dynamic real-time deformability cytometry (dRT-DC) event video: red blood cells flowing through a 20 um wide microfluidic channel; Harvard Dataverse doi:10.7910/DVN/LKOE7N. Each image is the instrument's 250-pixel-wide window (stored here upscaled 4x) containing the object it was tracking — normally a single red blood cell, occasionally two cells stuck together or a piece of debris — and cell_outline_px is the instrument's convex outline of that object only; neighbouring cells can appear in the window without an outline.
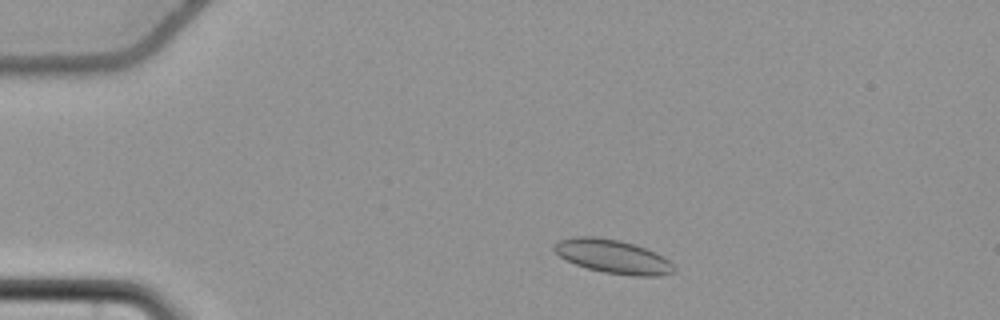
{"species": "common noctule bat (a hibernating species)", "species_latin": "Nyctalus noctula", "temperature_condition": "cold", "stored_images_in_passage": 51, "camera_frame_rate_fps": 3000, "um_per_image_px": 0.085, "animal": {"sex": "female", "body_mass_g": 22.7, "forearm_length_mm": 54.2}, "frame": {"image": 1, "passage_image": 6, "time_ms": 1.667, "image_size_px": [1000, 320], "cell_outline_px": [[676, 272], [656, 276], [632, 276], [604, 272], [588, 268], [576, 264], [560, 256], [552, 248], [552, 244], [560, 240], [572, 236], [596, 236], [620, 240], [656, 252], [664, 256], [676, 268]], "centroid_in_image_um": [52.1, 21.79], "position_along_channel_um": 32.9, "area_um2": 23.58}}
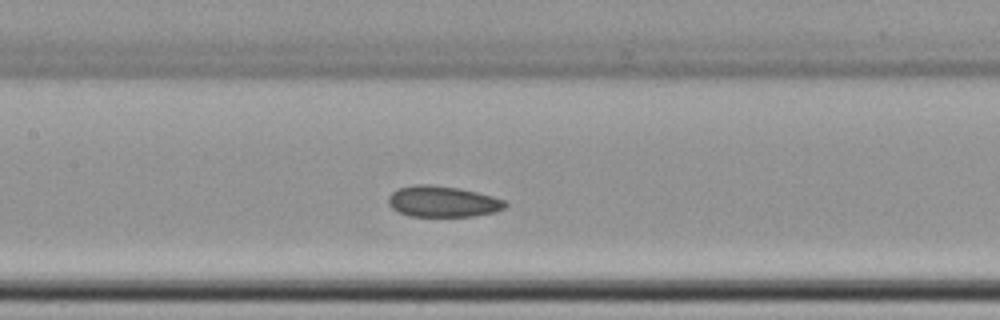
{"frame": {"image": 2, "passage_image": 22, "time_ms": 7.0, "image_size_px": [1000, 320], "cell_outline_px": [[508, 204], [504, 208], [496, 212], [472, 216], [408, 216], [392, 208], [388, 204], [388, 196], [392, 192], [400, 188], [416, 184], [428, 184], [460, 188], [492, 196], [504, 200]], "centroid_in_image_um": [37.63, 17.13], "position_along_channel_um": 169.8, "area_um2": 21.1}}
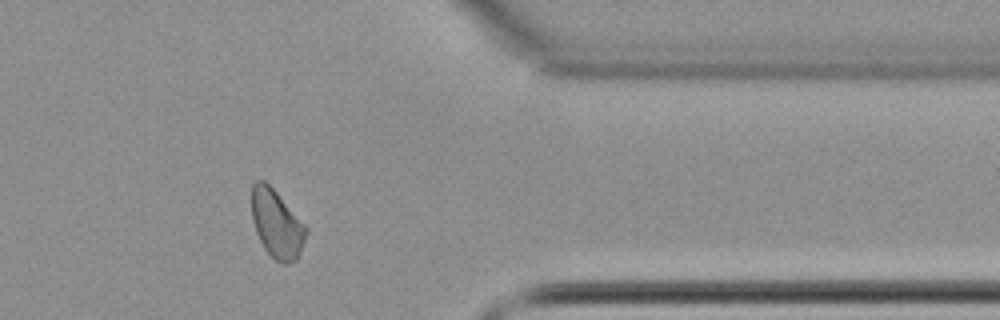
{"frame": {"image": 3, "passage_image": 41, "time_ms": 13.333, "image_size_px": [1000, 320], "cell_outline_px": [[308, 232], [296, 260], [284, 264], [280, 264], [264, 248], [256, 232], [252, 220], [252, 184], [256, 180], [264, 180], [276, 192], [308, 228]], "centroid_in_image_um": [23.51, 19.03], "position_along_channel_um": 387.9, "area_um2": 21.33}, "authors_computed_cell_mechanics": {"area_um2": 21.7328, "velocity_mm_per_s": 3.6771, "shape_relaxation_time_tau1_ms": null, "shape_relaxation_time_tau2_ms": 2.6138, "deformation_change_tau1": null, "deformation_change_tau2": 0.0676}}